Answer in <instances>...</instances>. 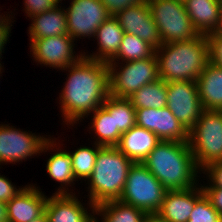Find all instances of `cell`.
<instances>
[{"label":"cell","instance_id":"cell-1","mask_svg":"<svg viewBox=\"0 0 222 222\" xmlns=\"http://www.w3.org/2000/svg\"><path fill=\"white\" fill-rule=\"evenodd\" d=\"M62 71L68 73L59 93V108L63 124L74 127L106 101L109 95L108 66L104 61L83 56Z\"/></svg>","mask_w":222,"mask_h":222},{"label":"cell","instance_id":"cell-2","mask_svg":"<svg viewBox=\"0 0 222 222\" xmlns=\"http://www.w3.org/2000/svg\"><path fill=\"white\" fill-rule=\"evenodd\" d=\"M142 164L167 190H186L201 182L189 142L161 140Z\"/></svg>","mask_w":222,"mask_h":222},{"label":"cell","instance_id":"cell-3","mask_svg":"<svg viewBox=\"0 0 222 222\" xmlns=\"http://www.w3.org/2000/svg\"><path fill=\"white\" fill-rule=\"evenodd\" d=\"M159 78L165 82L197 81L210 62L206 35L180 42L162 44L155 50Z\"/></svg>","mask_w":222,"mask_h":222},{"label":"cell","instance_id":"cell-4","mask_svg":"<svg viewBox=\"0 0 222 222\" xmlns=\"http://www.w3.org/2000/svg\"><path fill=\"white\" fill-rule=\"evenodd\" d=\"M133 163L116 146H102L97 153L94 170L86 183L88 201L96 206L119 200Z\"/></svg>","mask_w":222,"mask_h":222},{"label":"cell","instance_id":"cell-5","mask_svg":"<svg viewBox=\"0 0 222 222\" xmlns=\"http://www.w3.org/2000/svg\"><path fill=\"white\" fill-rule=\"evenodd\" d=\"M189 145L200 171L222 161V110H203L189 131Z\"/></svg>","mask_w":222,"mask_h":222},{"label":"cell","instance_id":"cell-6","mask_svg":"<svg viewBox=\"0 0 222 222\" xmlns=\"http://www.w3.org/2000/svg\"><path fill=\"white\" fill-rule=\"evenodd\" d=\"M107 66L109 94L117 98H130L144 85L160 79L156 54L141 60L108 62Z\"/></svg>","mask_w":222,"mask_h":222},{"label":"cell","instance_id":"cell-7","mask_svg":"<svg viewBox=\"0 0 222 222\" xmlns=\"http://www.w3.org/2000/svg\"><path fill=\"white\" fill-rule=\"evenodd\" d=\"M166 191L142 163H133L119 201L141 209L146 214H153L160 209Z\"/></svg>","mask_w":222,"mask_h":222},{"label":"cell","instance_id":"cell-8","mask_svg":"<svg viewBox=\"0 0 222 222\" xmlns=\"http://www.w3.org/2000/svg\"><path fill=\"white\" fill-rule=\"evenodd\" d=\"M162 43L188 41L200 34L180 0H147Z\"/></svg>","mask_w":222,"mask_h":222},{"label":"cell","instance_id":"cell-9","mask_svg":"<svg viewBox=\"0 0 222 222\" xmlns=\"http://www.w3.org/2000/svg\"><path fill=\"white\" fill-rule=\"evenodd\" d=\"M51 135H40L23 131L9 124H0V165L25 162L39 156L43 144ZM2 166H0L1 168Z\"/></svg>","mask_w":222,"mask_h":222},{"label":"cell","instance_id":"cell-10","mask_svg":"<svg viewBox=\"0 0 222 222\" xmlns=\"http://www.w3.org/2000/svg\"><path fill=\"white\" fill-rule=\"evenodd\" d=\"M29 40L32 60L46 68L48 66L59 71L75 64L84 56L83 50L80 53L75 52L76 41L68 34Z\"/></svg>","mask_w":222,"mask_h":222},{"label":"cell","instance_id":"cell-11","mask_svg":"<svg viewBox=\"0 0 222 222\" xmlns=\"http://www.w3.org/2000/svg\"><path fill=\"white\" fill-rule=\"evenodd\" d=\"M67 15L68 35L75 41L94 38L97 29L110 15L100 0H71Z\"/></svg>","mask_w":222,"mask_h":222},{"label":"cell","instance_id":"cell-12","mask_svg":"<svg viewBox=\"0 0 222 222\" xmlns=\"http://www.w3.org/2000/svg\"><path fill=\"white\" fill-rule=\"evenodd\" d=\"M167 108L189 132L204 110L196 81L166 82Z\"/></svg>","mask_w":222,"mask_h":222},{"label":"cell","instance_id":"cell-13","mask_svg":"<svg viewBox=\"0 0 222 222\" xmlns=\"http://www.w3.org/2000/svg\"><path fill=\"white\" fill-rule=\"evenodd\" d=\"M136 125L153 132L162 141H189V132L167 107L136 109Z\"/></svg>","mask_w":222,"mask_h":222},{"label":"cell","instance_id":"cell-14","mask_svg":"<svg viewBox=\"0 0 222 222\" xmlns=\"http://www.w3.org/2000/svg\"><path fill=\"white\" fill-rule=\"evenodd\" d=\"M114 17L125 33L141 38L155 50L163 44L159 29L152 18L147 1L129 6Z\"/></svg>","mask_w":222,"mask_h":222},{"label":"cell","instance_id":"cell-15","mask_svg":"<svg viewBox=\"0 0 222 222\" xmlns=\"http://www.w3.org/2000/svg\"><path fill=\"white\" fill-rule=\"evenodd\" d=\"M87 203L83 204L76 192L53 193L46 200L45 213L48 222H95V206L89 201Z\"/></svg>","mask_w":222,"mask_h":222},{"label":"cell","instance_id":"cell-16","mask_svg":"<svg viewBox=\"0 0 222 222\" xmlns=\"http://www.w3.org/2000/svg\"><path fill=\"white\" fill-rule=\"evenodd\" d=\"M57 139L58 138H52L50 136V138L43 144L40 153H50L51 151L50 154H52V152H54L52 155H50V157H48L49 159H47L45 167L49 177L52 178L55 182L57 181L61 184L57 188L55 194H73V189L71 188H73L72 186L75 185L77 180L72 170L71 156L69 151L66 149L63 150L61 148L63 145H60V140Z\"/></svg>","mask_w":222,"mask_h":222},{"label":"cell","instance_id":"cell-17","mask_svg":"<svg viewBox=\"0 0 222 222\" xmlns=\"http://www.w3.org/2000/svg\"><path fill=\"white\" fill-rule=\"evenodd\" d=\"M36 184H28L6 203L8 222H30L45 212L47 196Z\"/></svg>","mask_w":222,"mask_h":222},{"label":"cell","instance_id":"cell-18","mask_svg":"<svg viewBox=\"0 0 222 222\" xmlns=\"http://www.w3.org/2000/svg\"><path fill=\"white\" fill-rule=\"evenodd\" d=\"M203 194L200 183L186 190H167L157 214L168 222H188L195 202Z\"/></svg>","mask_w":222,"mask_h":222},{"label":"cell","instance_id":"cell-19","mask_svg":"<svg viewBox=\"0 0 222 222\" xmlns=\"http://www.w3.org/2000/svg\"><path fill=\"white\" fill-rule=\"evenodd\" d=\"M184 6L199 34L222 31V13L218 0H185Z\"/></svg>","mask_w":222,"mask_h":222},{"label":"cell","instance_id":"cell-20","mask_svg":"<svg viewBox=\"0 0 222 222\" xmlns=\"http://www.w3.org/2000/svg\"><path fill=\"white\" fill-rule=\"evenodd\" d=\"M160 141L153 132L135 125L122 133L116 147L134 163H142Z\"/></svg>","mask_w":222,"mask_h":222},{"label":"cell","instance_id":"cell-21","mask_svg":"<svg viewBox=\"0 0 222 222\" xmlns=\"http://www.w3.org/2000/svg\"><path fill=\"white\" fill-rule=\"evenodd\" d=\"M124 33L117 19L110 16L97 29L94 36V39L97 40V50L92 53L84 50V57L108 63L118 53Z\"/></svg>","mask_w":222,"mask_h":222},{"label":"cell","instance_id":"cell-22","mask_svg":"<svg viewBox=\"0 0 222 222\" xmlns=\"http://www.w3.org/2000/svg\"><path fill=\"white\" fill-rule=\"evenodd\" d=\"M66 7L59 4L41 14L30 17L29 39H40L68 34Z\"/></svg>","mask_w":222,"mask_h":222},{"label":"cell","instance_id":"cell-23","mask_svg":"<svg viewBox=\"0 0 222 222\" xmlns=\"http://www.w3.org/2000/svg\"><path fill=\"white\" fill-rule=\"evenodd\" d=\"M196 82L203 109L222 110V68L209 62Z\"/></svg>","mask_w":222,"mask_h":222},{"label":"cell","instance_id":"cell-24","mask_svg":"<svg viewBox=\"0 0 222 222\" xmlns=\"http://www.w3.org/2000/svg\"><path fill=\"white\" fill-rule=\"evenodd\" d=\"M88 116L92 118L91 122L88 123V129H91L89 134L93 132L95 134L93 136L95 144L116 146L119 143L122 133L118 129H115L114 113H109L103 106H100Z\"/></svg>","mask_w":222,"mask_h":222},{"label":"cell","instance_id":"cell-25","mask_svg":"<svg viewBox=\"0 0 222 222\" xmlns=\"http://www.w3.org/2000/svg\"><path fill=\"white\" fill-rule=\"evenodd\" d=\"M94 212L95 222H143L147 215L143 210L122 203L119 200L107 201L96 205Z\"/></svg>","mask_w":222,"mask_h":222},{"label":"cell","instance_id":"cell-26","mask_svg":"<svg viewBox=\"0 0 222 222\" xmlns=\"http://www.w3.org/2000/svg\"><path fill=\"white\" fill-rule=\"evenodd\" d=\"M129 99L135 109H160L167 107L166 82L162 79H158L153 83L146 84Z\"/></svg>","mask_w":222,"mask_h":222},{"label":"cell","instance_id":"cell-27","mask_svg":"<svg viewBox=\"0 0 222 222\" xmlns=\"http://www.w3.org/2000/svg\"><path fill=\"white\" fill-rule=\"evenodd\" d=\"M102 106L109 113H114L115 129L121 133L136 125V109L129 98H117L109 94Z\"/></svg>","mask_w":222,"mask_h":222},{"label":"cell","instance_id":"cell-28","mask_svg":"<svg viewBox=\"0 0 222 222\" xmlns=\"http://www.w3.org/2000/svg\"><path fill=\"white\" fill-rule=\"evenodd\" d=\"M155 49L141 38L124 33L118 53L109 62H128L150 58Z\"/></svg>","mask_w":222,"mask_h":222},{"label":"cell","instance_id":"cell-29","mask_svg":"<svg viewBox=\"0 0 222 222\" xmlns=\"http://www.w3.org/2000/svg\"><path fill=\"white\" fill-rule=\"evenodd\" d=\"M101 147V145L93 143L92 147L84 145L76 148L73 152L69 150L72 170L77 181H87L91 176L97 153Z\"/></svg>","mask_w":222,"mask_h":222},{"label":"cell","instance_id":"cell-30","mask_svg":"<svg viewBox=\"0 0 222 222\" xmlns=\"http://www.w3.org/2000/svg\"><path fill=\"white\" fill-rule=\"evenodd\" d=\"M188 222H222V216L211 205L205 194H203L195 202Z\"/></svg>","mask_w":222,"mask_h":222},{"label":"cell","instance_id":"cell-31","mask_svg":"<svg viewBox=\"0 0 222 222\" xmlns=\"http://www.w3.org/2000/svg\"><path fill=\"white\" fill-rule=\"evenodd\" d=\"M209 43L210 62L222 68V31L206 35Z\"/></svg>","mask_w":222,"mask_h":222},{"label":"cell","instance_id":"cell-32","mask_svg":"<svg viewBox=\"0 0 222 222\" xmlns=\"http://www.w3.org/2000/svg\"><path fill=\"white\" fill-rule=\"evenodd\" d=\"M23 11L27 14V17H32L37 14H41L62 4L60 0H24Z\"/></svg>","mask_w":222,"mask_h":222},{"label":"cell","instance_id":"cell-33","mask_svg":"<svg viewBox=\"0 0 222 222\" xmlns=\"http://www.w3.org/2000/svg\"><path fill=\"white\" fill-rule=\"evenodd\" d=\"M202 173L208 181L207 185L200 183L202 188H222V161L209 164Z\"/></svg>","mask_w":222,"mask_h":222},{"label":"cell","instance_id":"cell-34","mask_svg":"<svg viewBox=\"0 0 222 222\" xmlns=\"http://www.w3.org/2000/svg\"><path fill=\"white\" fill-rule=\"evenodd\" d=\"M22 189L23 187L17 188L8 177H6L5 175H1L0 173L1 202L7 203L8 201L12 200Z\"/></svg>","mask_w":222,"mask_h":222},{"label":"cell","instance_id":"cell-35","mask_svg":"<svg viewBox=\"0 0 222 222\" xmlns=\"http://www.w3.org/2000/svg\"><path fill=\"white\" fill-rule=\"evenodd\" d=\"M106 7L107 12L110 16H115L120 11L133 5L140 4L147 0H100Z\"/></svg>","mask_w":222,"mask_h":222},{"label":"cell","instance_id":"cell-36","mask_svg":"<svg viewBox=\"0 0 222 222\" xmlns=\"http://www.w3.org/2000/svg\"><path fill=\"white\" fill-rule=\"evenodd\" d=\"M211 205L222 216V188H202Z\"/></svg>","mask_w":222,"mask_h":222},{"label":"cell","instance_id":"cell-37","mask_svg":"<svg viewBox=\"0 0 222 222\" xmlns=\"http://www.w3.org/2000/svg\"><path fill=\"white\" fill-rule=\"evenodd\" d=\"M15 20H13L9 25H0V59L2 60V54L5 53L4 48L7 44V42L10 40L9 37L11 36V28H12V23ZM1 62V61H0Z\"/></svg>","mask_w":222,"mask_h":222},{"label":"cell","instance_id":"cell-38","mask_svg":"<svg viewBox=\"0 0 222 222\" xmlns=\"http://www.w3.org/2000/svg\"><path fill=\"white\" fill-rule=\"evenodd\" d=\"M143 222H168L160 217L157 213L147 214Z\"/></svg>","mask_w":222,"mask_h":222},{"label":"cell","instance_id":"cell-39","mask_svg":"<svg viewBox=\"0 0 222 222\" xmlns=\"http://www.w3.org/2000/svg\"><path fill=\"white\" fill-rule=\"evenodd\" d=\"M11 12L12 11L8 12L7 14H4V13L0 14V25H9L12 22L14 16ZM9 13H11V14H9Z\"/></svg>","mask_w":222,"mask_h":222},{"label":"cell","instance_id":"cell-40","mask_svg":"<svg viewBox=\"0 0 222 222\" xmlns=\"http://www.w3.org/2000/svg\"><path fill=\"white\" fill-rule=\"evenodd\" d=\"M0 222H8L6 203L0 201Z\"/></svg>","mask_w":222,"mask_h":222},{"label":"cell","instance_id":"cell-41","mask_svg":"<svg viewBox=\"0 0 222 222\" xmlns=\"http://www.w3.org/2000/svg\"><path fill=\"white\" fill-rule=\"evenodd\" d=\"M30 222H48L46 213L44 212L41 216L31 220Z\"/></svg>","mask_w":222,"mask_h":222},{"label":"cell","instance_id":"cell-42","mask_svg":"<svg viewBox=\"0 0 222 222\" xmlns=\"http://www.w3.org/2000/svg\"><path fill=\"white\" fill-rule=\"evenodd\" d=\"M2 62H0V76H2L1 74H2V72H3V70H4V65L2 66V64H1ZM2 71V72H1Z\"/></svg>","mask_w":222,"mask_h":222},{"label":"cell","instance_id":"cell-43","mask_svg":"<svg viewBox=\"0 0 222 222\" xmlns=\"http://www.w3.org/2000/svg\"><path fill=\"white\" fill-rule=\"evenodd\" d=\"M218 2H219L221 13H222V0H218Z\"/></svg>","mask_w":222,"mask_h":222}]
</instances>
